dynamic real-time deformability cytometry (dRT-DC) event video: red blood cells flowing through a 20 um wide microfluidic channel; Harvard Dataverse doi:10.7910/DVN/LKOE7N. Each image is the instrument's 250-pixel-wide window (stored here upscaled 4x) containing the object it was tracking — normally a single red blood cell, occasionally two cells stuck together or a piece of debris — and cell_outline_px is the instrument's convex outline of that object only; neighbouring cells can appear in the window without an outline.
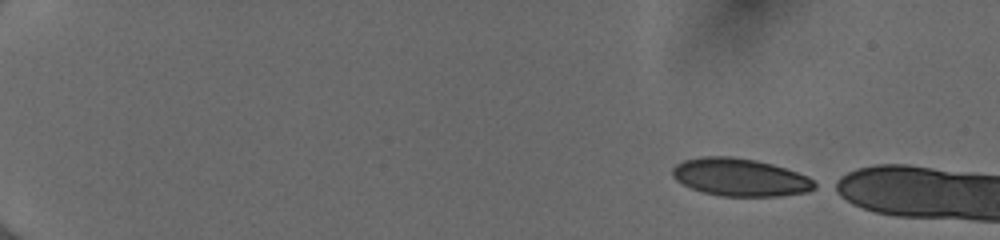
{"species": "human", "species_latin": "Homo sapiens", "temperature_condition": "cold", "stored_images_in_passage": 5, "camera_frame_rate_fps": 3000, "um_per_image_px": 0.085, "donor": {"sex": "female"}, "frame": {"image": 1, "passage_image": 1, "time_ms": 0.0, "image_size_px": [1000, 240], "cell_outline_px": [[820, 184], [816, 188], [808, 192], [780, 196], [724, 196], [704, 192], [692, 188], [676, 180], [672, 176], [672, 168], [676, 164], [684, 160], [704, 156], [732, 156], [756, 160], [772, 164], [808, 176]], "centroid_in_image_um": [62.95, 15.07], "position_along_channel_um": 22.1, "area_um2": 31.33}}